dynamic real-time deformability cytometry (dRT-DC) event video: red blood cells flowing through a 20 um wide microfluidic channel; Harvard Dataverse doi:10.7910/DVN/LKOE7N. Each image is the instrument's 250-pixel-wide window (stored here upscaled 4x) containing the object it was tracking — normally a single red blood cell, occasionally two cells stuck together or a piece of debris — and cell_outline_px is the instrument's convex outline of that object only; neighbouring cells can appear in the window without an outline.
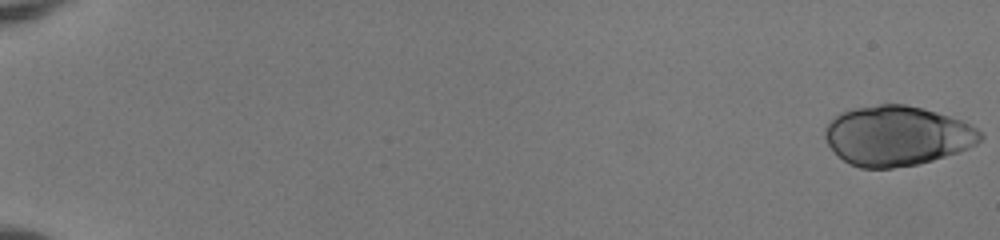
{"species": "human", "species_latin": "Homo sapiens", "temperature_condition": "room temperature", "stored_images_in_passage": 53, "camera_frame_rate_fps": 3000, "um_per_image_px": 0.085, "donor": {"sex": "female"}, "frame": {"image": 1, "passage_image": 1, "time_ms": 0.0, "image_size_px": [1000, 240], "cell_outline_px": [[984, 136], [976, 144], [968, 148], [932, 160], [916, 164], [892, 168], [860, 168], [848, 164], [828, 144], [824, 136], [824, 128], [840, 112], [852, 108], [880, 104], [904, 104], [924, 108], [960, 120], [984, 132]], "centroid_in_image_um": [76.23, 11.53], "position_along_channel_um": 8.8, "area_um2": 53.93}}
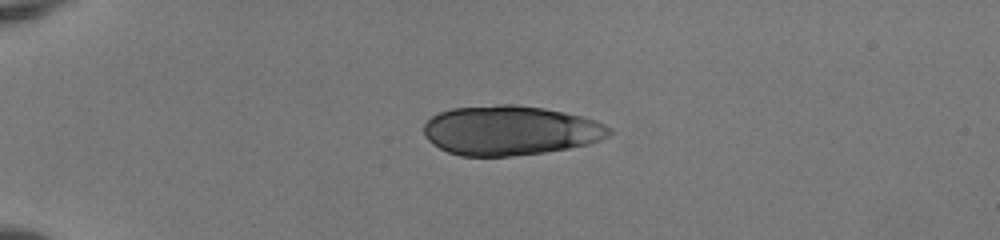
{"frame": {"image": 2, "passage_image": 15, "time_ms": 4.667, "image_size_px": [1000, 240], "cell_outline_px": [[612, 132], [608, 136], [600, 140], [588, 144], [568, 148], [544, 152], [512, 156], [460, 156], [448, 152], [432, 144], [424, 136], [424, 124], [432, 116], [440, 112], [452, 108], [500, 104], [516, 104], [544, 108], [564, 112], [580, 116], [604, 124], [612, 128]], "centroid_in_image_um": [43.35, 11.09], "position_along_channel_um": 41.7, "area_um2": 53.58}}
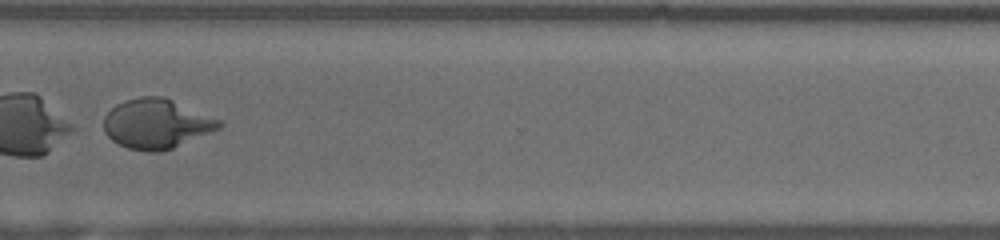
{"frame": {"image": 3, "passage_image": 43, "time_ms": 14.0, "image_size_px": [1000, 240], "cell_outline_px": [[224, 124], [220, 128], [212, 132], [172, 148], [160, 152], [148, 152], [128, 148], [112, 140], [104, 132], [104, 116], [116, 104], [140, 96], [164, 96], [224, 120]], "centroid_in_image_um": [13.35, 10.51], "position_along_channel_um": 357.3, "area_um2": 33.64}}